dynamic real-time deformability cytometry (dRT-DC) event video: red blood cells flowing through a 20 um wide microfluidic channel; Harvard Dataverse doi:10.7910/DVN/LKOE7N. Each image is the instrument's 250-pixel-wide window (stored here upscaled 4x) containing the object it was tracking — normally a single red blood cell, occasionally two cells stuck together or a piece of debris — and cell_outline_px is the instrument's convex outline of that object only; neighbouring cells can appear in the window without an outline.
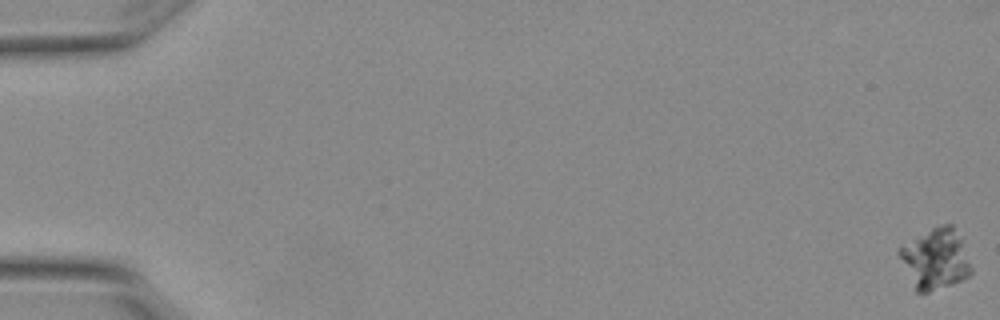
{"species": "Egyptian fruit bat (a non-hibernating species)", "species_latin": "Rousettus aegyptiacus", "temperature_condition": "warm", "stored_images_in_passage": 5, "camera_frame_rate_fps": 3000, "um_per_image_px": 0.085, "animal": {"sex": "female"}, "frame": {"image": 1, "passage_image": 1, "time_ms": 0.0, "image_size_px": [1000, 320], "cell_outline_px": [[972, 272], [968, 276], [952, 284], [928, 292], [916, 292], [896, 252], [900, 248], [932, 228], [944, 224], [952, 224], [960, 240], [972, 268]], "centroid_in_image_um": [79.49, 22.04], "position_along_channel_um": 5.5, "area_um2": 24.62}}